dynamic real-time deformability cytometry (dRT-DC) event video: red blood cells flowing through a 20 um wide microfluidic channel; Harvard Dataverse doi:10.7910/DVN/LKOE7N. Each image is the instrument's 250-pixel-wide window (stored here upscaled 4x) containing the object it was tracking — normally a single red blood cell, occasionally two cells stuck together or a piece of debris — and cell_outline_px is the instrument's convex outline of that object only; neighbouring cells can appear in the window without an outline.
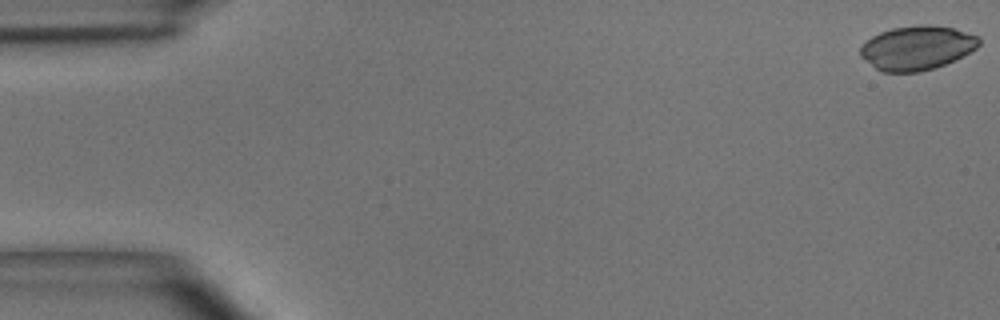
{"species": "common noctule bat (a hibernating species)", "species_latin": "Nyctalus noctula", "temperature_condition": "room temperature", "stored_images_in_passage": 3, "camera_frame_rate_fps": 3000, "um_per_image_px": 0.085, "animal": {"sex": "male", "body_mass_g": 15.6}, "frame": {"image": 1, "passage_image": 1, "time_ms": 0.0, "image_size_px": [1000, 320], "cell_outline_px": [[980, 44], [976, 48], [956, 60], [920, 72], [884, 72], [876, 68], [860, 56], [860, 48], [872, 36], [880, 32], [892, 28], [924, 24], [928, 24], [952, 28], [980, 36]], "centroid_in_image_um": [77.96, 4.06], "position_along_channel_um": 7.0, "area_um2": 30.35}}